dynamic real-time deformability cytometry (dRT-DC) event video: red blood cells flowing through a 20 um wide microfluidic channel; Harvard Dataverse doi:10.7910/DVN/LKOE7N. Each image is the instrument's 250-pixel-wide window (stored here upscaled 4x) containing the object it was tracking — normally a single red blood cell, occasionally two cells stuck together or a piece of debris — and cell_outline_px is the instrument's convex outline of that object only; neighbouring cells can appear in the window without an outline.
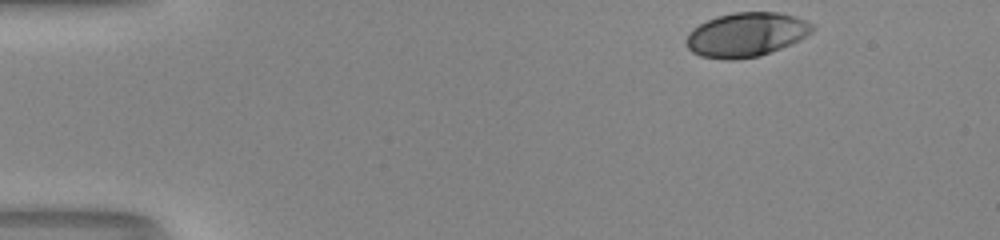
{"species": "human", "species_latin": "Homo sapiens", "temperature_condition": "room temperature", "stored_images_in_passage": 37, "camera_frame_rate_fps": 3000, "um_per_image_px": 0.085, "donor": {"sex": "male"}, "frame": {"image": 1, "passage_image": 1, "time_ms": 0.0, "image_size_px": [1000, 240], "cell_outline_px": [[816, 28], [812, 32], [800, 40], [792, 44], [760, 56], [732, 60], [728, 60], [700, 56], [692, 52], [684, 44], [684, 40], [688, 32], [692, 28], [716, 16], [732, 12], [780, 12], [796, 16], [808, 20], [816, 24]], "centroid_in_image_um": [63.45, 2.94], "position_along_channel_um": 21.5, "area_um2": 33.12}}
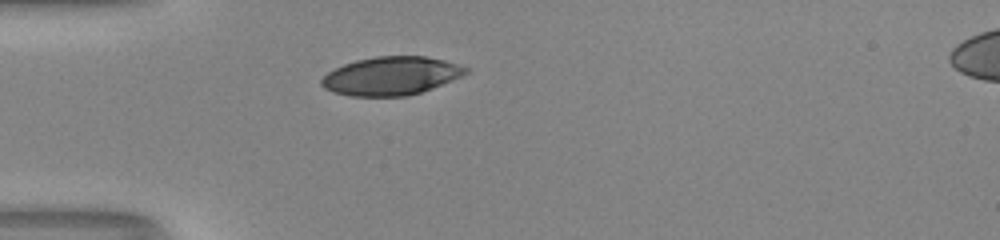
{"frame": {"image": 2, "passage_image": 10, "time_ms": 3.0, "image_size_px": [1000, 240], "cell_outline_px": [[468, 72], [452, 80], [432, 88], [408, 96], [352, 96], [332, 92], [324, 88], [320, 84], [320, 80], [328, 72], [344, 64], [356, 60], [376, 56], [424, 56], [444, 60], [460, 64], [468, 68]], "centroid_in_image_um": [33.23, 6.45], "position_along_channel_um": 51.8, "area_um2": 32.19}}
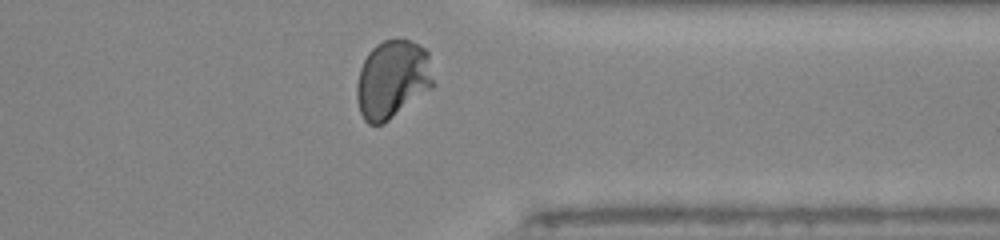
{"frame": {"image": 3, "passage_image": 35, "time_ms": 11.333, "image_size_px": [1000, 240], "cell_outline_px": [[436, 84], [432, 88], [384, 124], [368, 124], [364, 120], [360, 112], [356, 100], [356, 84], [360, 68], [368, 52], [376, 44], [384, 40], [408, 40], [424, 48], [428, 52]], "centroid_in_image_um": [33.36, 6.76], "position_along_channel_um": 378.0, "area_um2": 35.26}, "authors_computed_cell_mechanics": {"area_um2": 33.5818, "velocity_mm_per_s": 4.1362, "shape_relaxation_time_tau1_ms": 4.3359, "shape_relaxation_time_tau2_ms": null, "deformation_change_tau1": 0.1876, "deformation_change_tau2": null}}